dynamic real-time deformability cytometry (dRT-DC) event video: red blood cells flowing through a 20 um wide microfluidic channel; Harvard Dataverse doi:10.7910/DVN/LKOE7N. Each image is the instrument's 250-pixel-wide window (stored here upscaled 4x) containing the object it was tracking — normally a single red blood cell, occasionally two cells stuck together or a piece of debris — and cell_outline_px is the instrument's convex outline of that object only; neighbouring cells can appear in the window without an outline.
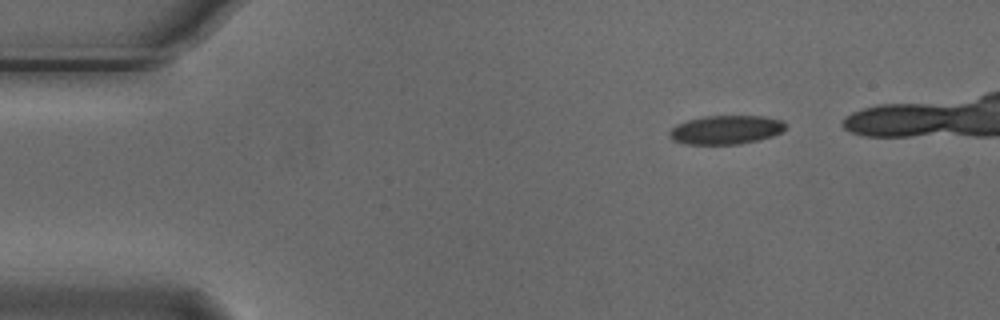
{"species": "Egyptian fruit bat (a non-hibernating species)", "species_latin": "Rousettus aegyptiacus", "temperature_condition": "cold", "stored_images_in_passage": 4, "camera_frame_rate_fps": 3000, "um_per_image_px": 0.085, "animal": {"sex": "male"}, "frame": {"image": 1, "passage_image": 1, "time_ms": 0.0, "image_size_px": [1000, 320], "cell_outline_px": [[784, 128], [780, 132], [772, 136], [740, 144], [684, 144], [672, 140], [668, 132], [676, 124], [688, 120], [704, 116], [764, 116], [784, 120]], "centroid_in_image_um": [61.67, 11.03], "position_along_channel_um": 23.3, "area_um2": 19.42}}